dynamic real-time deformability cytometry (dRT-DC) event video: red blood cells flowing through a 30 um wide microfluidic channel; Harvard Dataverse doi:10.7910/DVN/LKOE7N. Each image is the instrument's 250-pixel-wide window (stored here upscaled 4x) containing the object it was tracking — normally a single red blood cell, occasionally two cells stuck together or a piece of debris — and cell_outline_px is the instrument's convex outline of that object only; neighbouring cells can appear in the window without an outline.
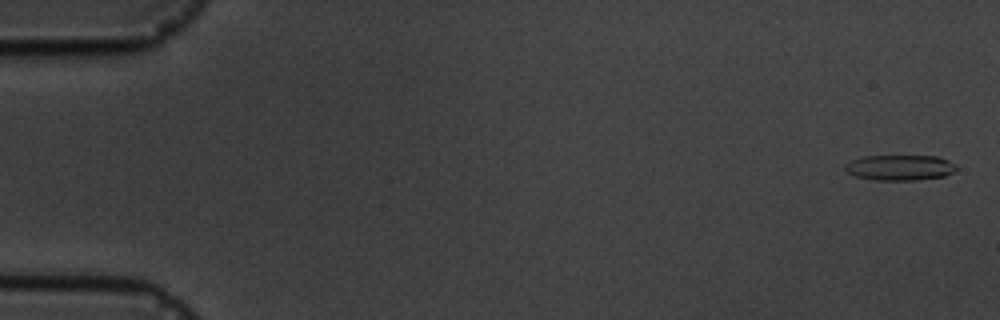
{"species": "common noctule bat (a hibernating species)", "species_latin": "Nyctalus noctula", "temperature_condition": "cold", "stored_images_in_passage": 9, "camera_frame_rate_fps": 3000, "um_per_image_px": 0.085, "animal": {"sex": "male", "body_mass_g": 19.5, "forearm_length_mm": 54.6}, "frame": {"image": 1, "passage_image": 1, "time_ms": 0.0, "image_size_px": [1000, 320], "cell_outline_px": [[956, 168], [952, 172], [944, 176], [916, 180], [876, 180], [856, 176], [844, 172], [844, 164], [852, 160], [864, 156], [936, 156], [948, 160], [956, 164]], "centroid_in_image_um": [76.45, 14.24], "position_along_channel_um": 8.5, "area_um2": 16.53}}
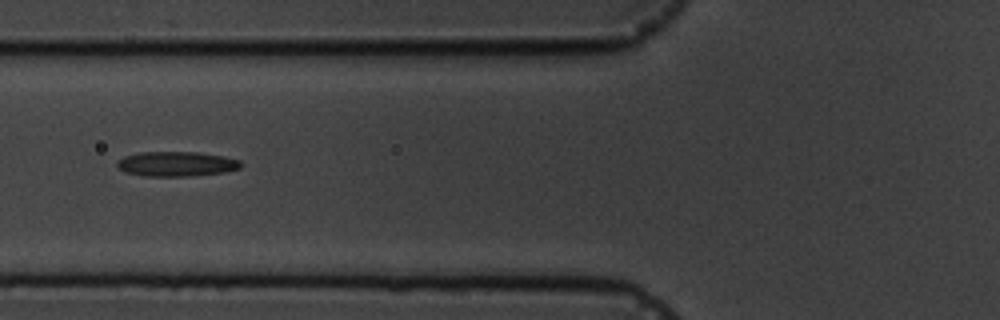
{"frame": {"image": 2, "passage_image": 7, "time_ms": 6.667, "image_size_px": [1000, 320], "cell_outline_px": [[244, 164], [240, 168], [224, 172], [188, 176], [140, 176], [124, 172], [116, 164], [124, 156], [140, 152], [196, 152], [224, 156], [240, 160]], "centroid_in_image_um": [15.01, 13.93], "position_along_channel_um": 110.8, "area_um2": 17.92}}
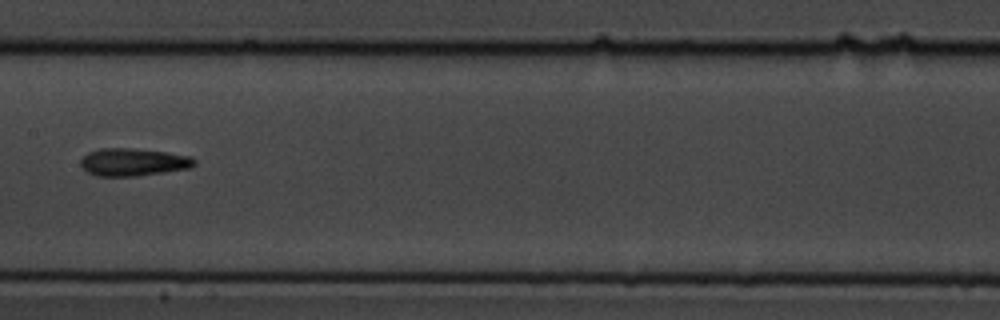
{"frame": {"image": 3, "passage_image": 9, "time_ms": 9.0, "image_size_px": [1000, 320], "cell_outline_px": [[196, 164], [192, 168], [136, 176], [96, 176], [88, 172], [80, 164], [80, 160], [88, 152], [100, 148], [128, 148], [164, 152], [188, 156], [196, 160]], "centroid_in_image_um": [11.31, 13.78], "position_along_channel_um": 196.1, "area_um2": 18.21}}